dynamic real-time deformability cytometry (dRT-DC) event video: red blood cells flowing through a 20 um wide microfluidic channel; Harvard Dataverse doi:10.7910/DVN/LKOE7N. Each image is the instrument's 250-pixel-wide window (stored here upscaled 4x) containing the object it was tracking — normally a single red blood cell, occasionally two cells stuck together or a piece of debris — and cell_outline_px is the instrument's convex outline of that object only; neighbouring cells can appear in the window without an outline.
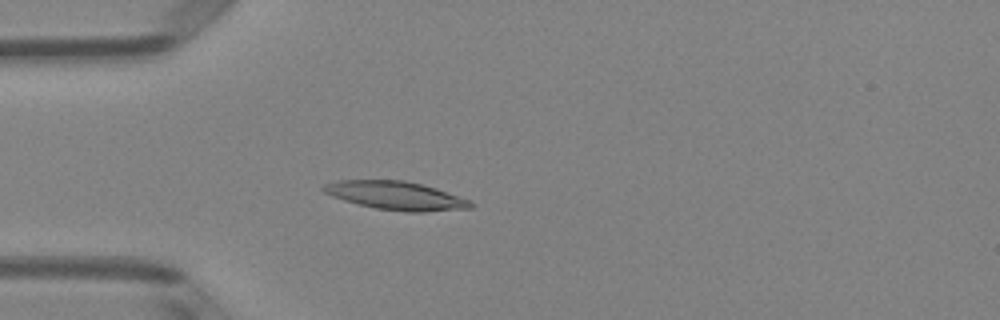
{"species": "Egyptian fruit bat (a non-hibernating species)", "species_latin": "Rousettus aegyptiacus", "temperature_condition": "room temperature", "stored_images_in_passage": 50, "camera_frame_rate_fps": 3000, "um_per_image_px": 0.085, "animal": {"sex": "female"}, "frame": {"image": 1, "passage_image": 14, "time_ms": 4.333, "image_size_px": [1000, 320], "cell_outline_px": [[472, 208], [424, 212], [408, 212], [376, 208], [344, 200], [332, 196], [324, 192], [320, 188], [324, 184], [336, 180], [404, 180], [436, 188], [472, 200]], "centroid_in_image_um": [33.66, 16.62], "position_along_channel_um": 51.3, "area_um2": 24.33}}
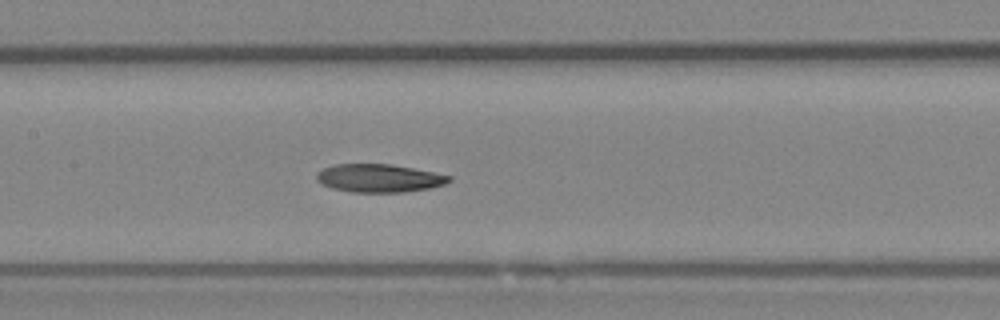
{"frame": {"image": 2, "passage_image": 24, "time_ms": 7.667, "image_size_px": [1000, 320], "cell_outline_px": [[452, 180], [444, 184], [428, 188], [404, 192], [352, 192], [332, 188], [320, 184], [316, 180], [316, 172], [332, 164], [392, 164], [452, 176]], "centroid_in_image_um": [32.17, 15.14], "position_along_channel_um": 175.2, "area_um2": 21.73}}
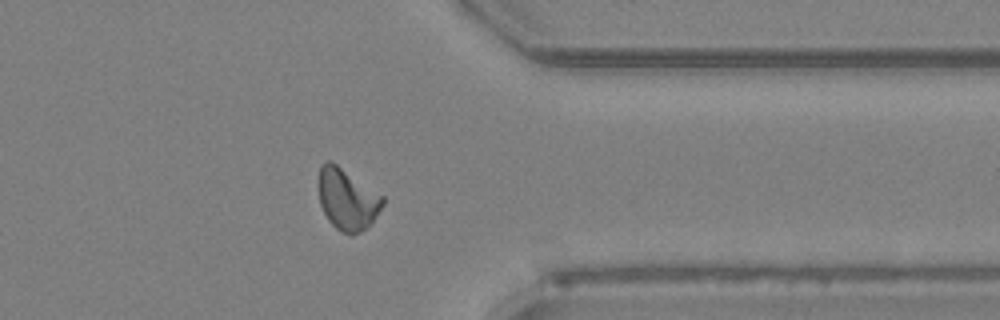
{"frame": {"image": 3, "passage_image": 40, "time_ms": 13.0, "image_size_px": [1000, 320], "cell_outline_px": [[384, 204], [372, 224], [360, 232], [352, 236], [336, 228], [328, 220], [320, 204], [316, 184], [316, 180], [320, 164], [328, 160], [332, 160], [384, 196]], "centroid_in_image_um": [29.49, 16.9], "position_along_channel_um": 381.9, "area_um2": 23.64}}